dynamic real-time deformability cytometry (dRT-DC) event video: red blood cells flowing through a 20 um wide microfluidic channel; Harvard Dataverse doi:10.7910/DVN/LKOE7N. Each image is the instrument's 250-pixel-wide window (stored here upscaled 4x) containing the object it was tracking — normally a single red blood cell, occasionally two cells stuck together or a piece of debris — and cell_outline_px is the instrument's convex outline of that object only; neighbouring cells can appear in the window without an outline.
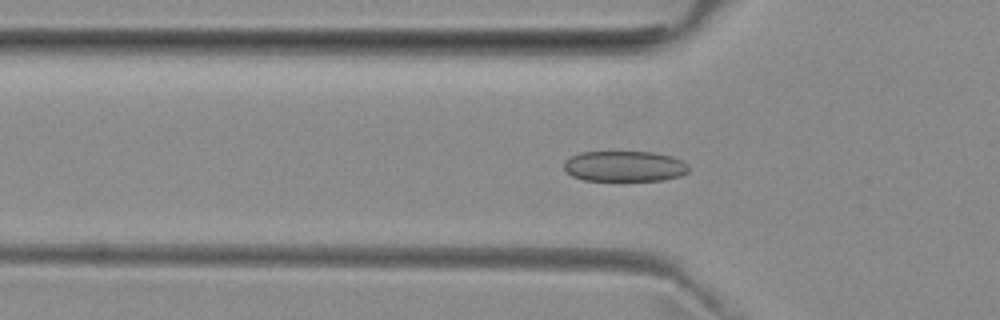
{"species": "common noctule bat (a hibernating species)", "species_latin": "Nyctalus noctula", "temperature_condition": "room temperature", "stored_images_in_passage": 47, "camera_frame_rate_fps": 3000, "um_per_image_px": 0.085, "animal": {"sex": "female", "body_mass_g": 29.2, "forearm_length_mm": 56.3}, "frame": {"image": 1, "passage_image": 16, "time_ms": 5.0, "image_size_px": [1000, 320], "cell_outline_px": [[688, 172], [680, 176], [664, 180], [584, 180], [572, 176], [564, 168], [564, 160], [580, 152], [652, 152], [672, 156], [684, 160], [688, 164]], "centroid_in_image_um": [53.11, 14.12], "position_along_channel_um": 72.7, "area_um2": 22.31}}
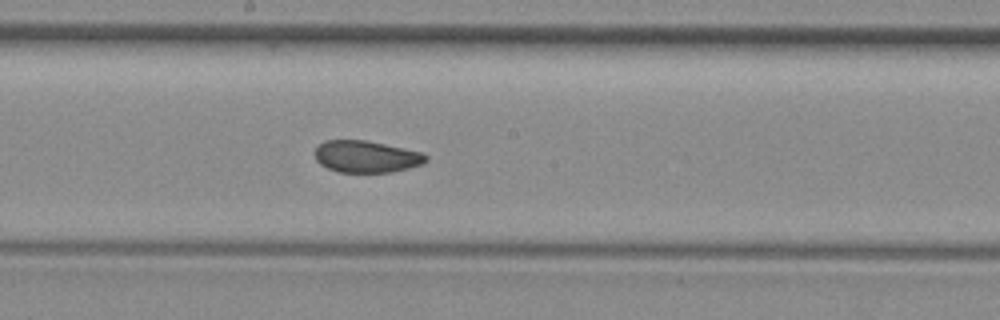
{"frame": {"image": 2, "passage_image": 27, "time_ms": 8.667, "image_size_px": [1000, 320], "cell_outline_px": [[428, 160], [424, 164], [392, 172], [336, 172], [320, 164], [316, 160], [316, 148], [324, 140], [364, 140], [404, 148], [420, 152], [428, 156]], "centroid_in_image_um": [31.15, 13.32], "position_along_channel_um": 217.1, "area_um2": 20.58}}
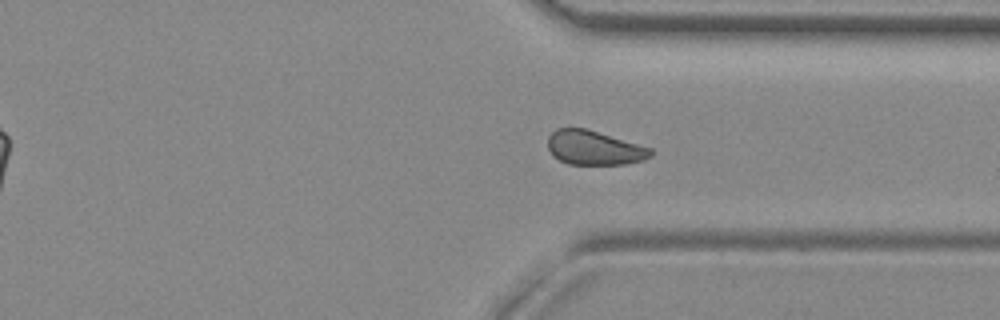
{"frame": {"image": 3, "passage_image": 38, "time_ms": 12.333, "image_size_px": [1000, 320], "cell_outline_px": [[652, 156], [644, 160], [624, 164], [568, 164], [552, 156], [548, 148], [548, 136], [556, 128], [584, 128], [652, 148]], "centroid_in_image_um": [50.49, 12.57], "position_along_channel_um": 360.9, "area_um2": 20.46}, "authors_computed_cell_mechanics": {"area_um2": 21.964, "velocity_mm_per_s": 3.9257, "shape_relaxation_time_tau1_ms": 4.169, "shape_relaxation_time_tau2_ms": 1.4637, "deformation_change_tau1": 0.0971, "deformation_change_tau2": 0.0627}}